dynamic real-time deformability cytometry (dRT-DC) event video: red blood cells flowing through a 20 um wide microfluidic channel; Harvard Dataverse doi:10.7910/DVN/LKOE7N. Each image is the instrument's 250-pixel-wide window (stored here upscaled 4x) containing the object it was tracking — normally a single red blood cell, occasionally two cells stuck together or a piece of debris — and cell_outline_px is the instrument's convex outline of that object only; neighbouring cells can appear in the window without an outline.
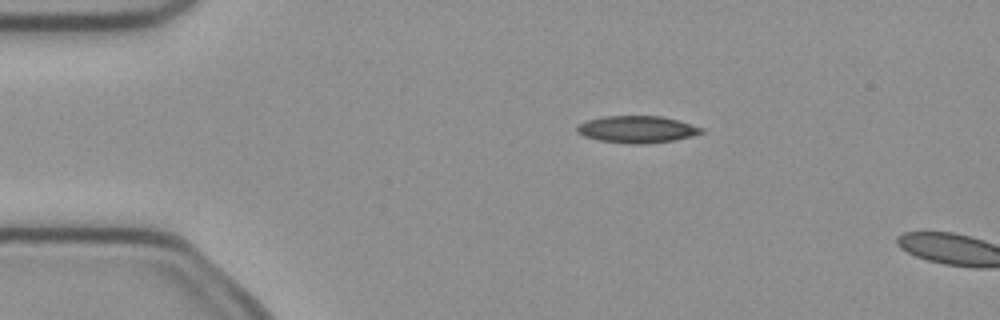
{"species": "common noctule bat (a hibernating species)", "species_latin": "Nyctalus noctula", "temperature_condition": "cold", "stored_images_in_passage": 3, "camera_frame_rate_fps": 3000, "um_per_image_px": 0.085, "animal": {"sex": "female", "body_mass_g": 21.9}, "frame": {"image": 1, "passage_image": 2, "time_ms": 0.333, "image_size_px": [1000, 320], "cell_outline_px": [[704, 132], [692, 136], [676, 140], [644, 144], [628, 144], [600, 140], [584, 136], [576, 132], [576, 124], [588, 120], [604, 116], [660, 116], [680, 120], [704, 128]], "centroid_in_image_um": [54.16, 10.99], "position_along_channel_um": 30.8, "area_um2": 19.77}}